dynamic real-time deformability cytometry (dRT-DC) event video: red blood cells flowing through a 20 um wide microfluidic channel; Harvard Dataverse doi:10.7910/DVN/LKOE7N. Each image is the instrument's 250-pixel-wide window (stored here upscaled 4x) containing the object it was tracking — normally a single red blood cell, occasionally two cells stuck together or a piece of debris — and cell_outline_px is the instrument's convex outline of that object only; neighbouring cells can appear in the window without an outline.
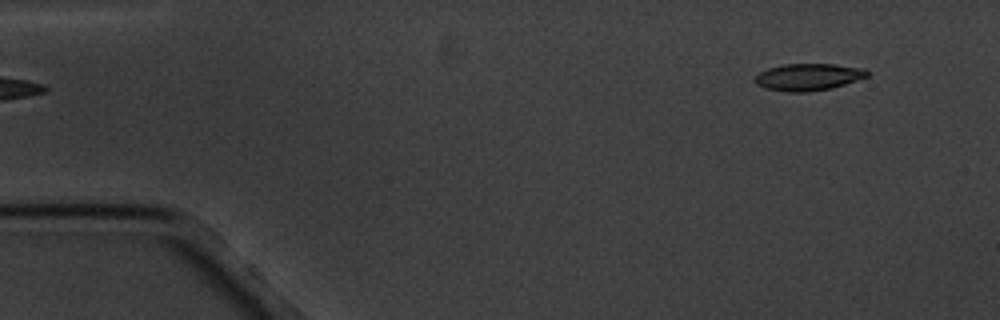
{"species": "common noctule bat (a hibernating species)", "species_latin": "Nyctalus noctula", "temperature_condition": "cold", "stored_images_in_passage": 5, "segment_of_instrument_passage": [2, 2], "camera_frame_rate_fps": 3000, "um_per_image_px": 0.085, "animal": {"sex": "male", "body_mass_g": 20.1, "forearm_length_mm": 53.5}, "frame": {"image": 1, "passage_image": 5, "time_ms": 5.333, "image_size_px": [1000, 320], "cell_outline_px": [[868, 76], [832, 88], [808, 92], [788, 92], [764, 88], [756, 84], [752, 80], [760, 72], [768, 68], [784, 64], [836, 64], [864, 68], [868, 72]], "centroid_in_image_um": [68.67, 6.54], "position_along_channel_um": 16.3, "area_um2": 17.69}}